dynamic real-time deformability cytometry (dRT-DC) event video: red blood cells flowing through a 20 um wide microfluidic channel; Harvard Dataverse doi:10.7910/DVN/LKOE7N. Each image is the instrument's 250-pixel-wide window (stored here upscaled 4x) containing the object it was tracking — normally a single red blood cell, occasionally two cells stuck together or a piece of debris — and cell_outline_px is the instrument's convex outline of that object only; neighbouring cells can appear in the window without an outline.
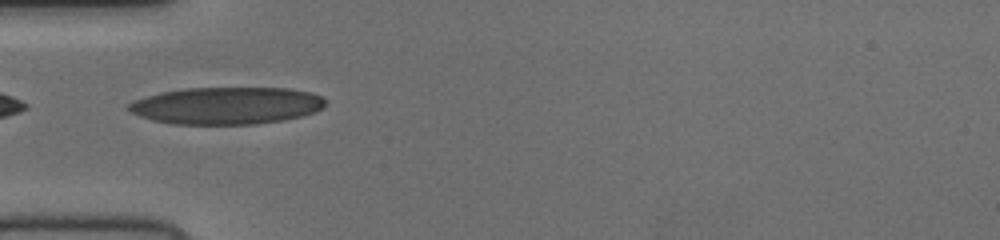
{"species": "human", "species_latin": "Homo sapiens", "temperature_condition": "cold", "stored_images_in_passage": 36, "camera_frame_rate_fps": 3000, "um_per_image_px": 0.085, "donor": {"sex": "female"}, "frame": {"image": 1, "passage_image": 1, "time_ms": 0.0, "image_size_px": [1000, 240], "cell_outline_px": [[324, 104], [316, 112], [284, 120], [256, 124], [172, 124], [152, 120], [140, 116], [124, 108], [132, 100], [144, 96], [160, 92], [184, 88], [288, 88], [312, 92], [320, 96], [324, 100]], "centroid_in_image_um": [19.2, 8.97], "position_along_channel_um": 65.8, "area_um2": 42.83}}
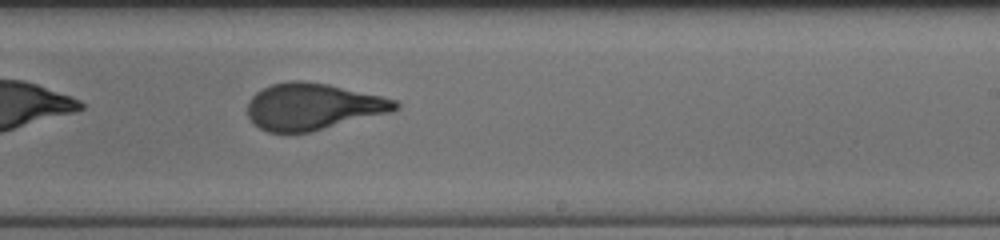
{"frame": {"image": 2, "passage_image": 16, "time_ms": 5.0, "image_size_px": [1000, 240], "cell_outline_px": [[400, 108], [392, 112], [308, 132], [268, 132], [252, 124], [248, 116], [248, 100], [256, 92], [272, 84], [292, 80], [300, 80], [328, 84], [380, 96], [396, 100], [400, 104]], "centroid_in_image_um": [26.58, 9.05], "position_along_channel_um": 262.4, "area_um2": 39.94}}
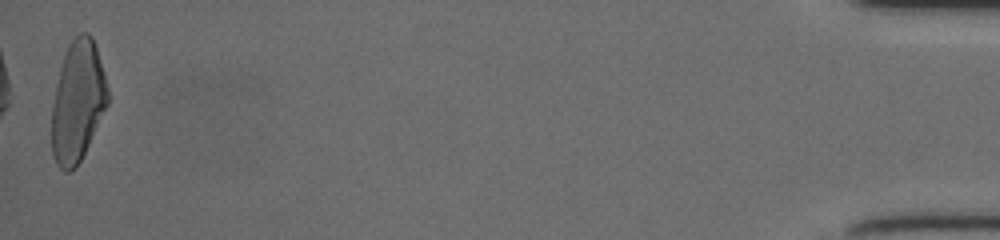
{"frame": {"image": 3, "passage_image": 36, "time_ms": 11.667, "image_size_px": [1000, 240], "cell_outline_px": [[108, 104], [76, 168], [68, 172], [64, 172], [56, 164], [52, 152], [52, 104], [56, 84], [60, 68], [68, 44], [80, 32], [88, 32], [92, 36], [104, 72], [108, 88]], "centroid_in_image_um": [6.59, 8.62], "position_along_channel_um": 428.6, "area_um2": 39.25}}